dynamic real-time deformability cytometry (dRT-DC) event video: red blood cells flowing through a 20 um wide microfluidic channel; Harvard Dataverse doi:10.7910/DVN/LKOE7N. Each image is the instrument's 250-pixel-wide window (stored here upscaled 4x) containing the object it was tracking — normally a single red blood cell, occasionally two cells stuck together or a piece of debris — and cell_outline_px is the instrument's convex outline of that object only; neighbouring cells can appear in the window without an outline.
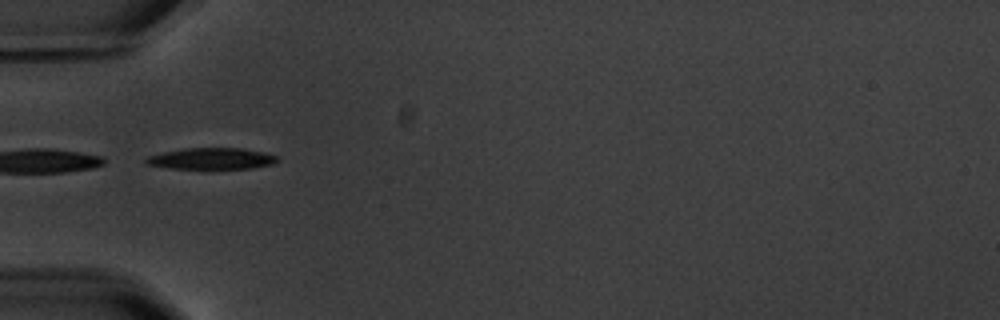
{"species": "common noctule bat (a hibernating species)", "species_latin": "Nyctalus noctula", "temperature_condition": "warm", "stored_images_in_passage": 7, "segment_of_instrument_passage": [2, 2], "camera_frame_rate_fps": 3000, "um_per_image_px": 0.085, "animal": {"sex": "male", "body_mass_g": 20.1, "forearm_length_mm": 53.5}, "frame": {"image": 1, "passage_image": 6, "time_ms": 6.0, "image_size_px": [1000, 320], "cell_outline_px": [[280, 160], [272, 164], [252, 168], [172, 168], [144, 164], [144, 160], [148, 156], [164, 152], [184, 148], [240, 148], [264, 152], [276, 156]], "centroid_in_image_um": [17.98, 13.47], "position_along_channel_um": 67.0, "area_um2": 16.18}}